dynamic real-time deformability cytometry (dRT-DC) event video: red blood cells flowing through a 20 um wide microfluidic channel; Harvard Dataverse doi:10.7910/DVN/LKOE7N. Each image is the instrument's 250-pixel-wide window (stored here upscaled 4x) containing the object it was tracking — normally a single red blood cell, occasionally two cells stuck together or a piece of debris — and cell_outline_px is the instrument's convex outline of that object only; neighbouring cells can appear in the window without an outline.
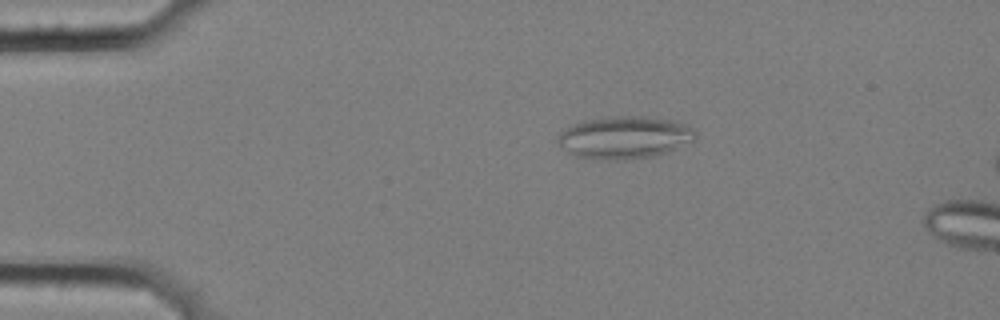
{"species": "common noctule bat (a hibernating species)", "species_latin": "Nyctalus noctula", "temperature_condition": "cold", "stored_images_in_passage": 4, "camera_frame_rate_fps": 3000, "um_per_image_px": 0.085, "animal": {"sex": "female", "body_mass_g": 25.1}, "frame": {"image": 1, "passage_image": 1, "time_ms": 0.0, "image_size_px": [1000, 320], "cell_outline_px": [[696, 140], [676, 148], [652, 156], [620, 160], [596, 160], [576, 156], [560, 148], [556, 140], [556, 136], [560, 132], [584, 120], [600, 116], [644, 116], [672, 120], [684, 124], [692, 128], [696, 132]], "centroid_in_image_um": [53.04, 11.68], "position_along_channel_um": 32.0, "area_um2": 34.28}}